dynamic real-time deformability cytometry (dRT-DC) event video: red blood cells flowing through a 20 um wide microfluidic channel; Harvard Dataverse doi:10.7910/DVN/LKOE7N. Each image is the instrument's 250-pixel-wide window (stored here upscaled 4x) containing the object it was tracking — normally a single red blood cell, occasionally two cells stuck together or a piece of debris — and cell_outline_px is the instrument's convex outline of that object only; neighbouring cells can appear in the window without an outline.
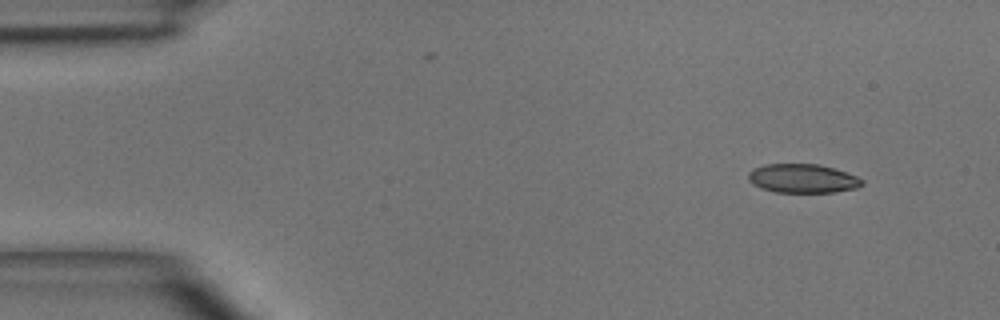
{"species": "common noctule bat (a hibernating species)", "species_latin": "Nyctalus noctula", "temperature_condition": "room temperature", "stored_images_in_passage": 5, "camera_frame_rate_fps": 3000, "um_per_image_px": 0.085, "animal": {"sex": "male", "body_mass_g": 15.6}, "frame": {"image": 1, "passage_image": 1, "time_ms": 0.0, "image_size_px": [1000, 320], "cell_outline_px": [[864, 184], [856, 188], [836, 192], [776, 192], [760, 188], [752, 184], [748, 180], [748, 172], [752, 168], [764, 164], [820, 164], [856, 176], [864, 180]], "centroid_in_image_um": [68.19, 15.17], "position_along_channel_um": 16.8, "area_um2": 19.25}}
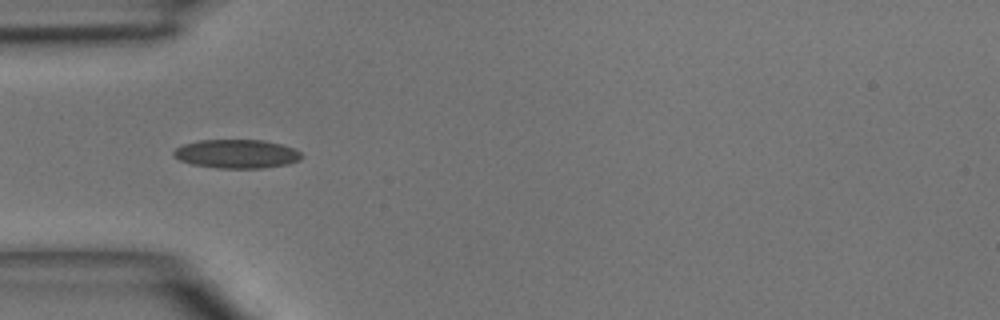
{"frame": {"image": 2, "passage_image": 4, "time_ms": 3.333, "image_size_px": [1000, 320], "cell_outline_px": [[304, 156], [300, 160], [288, 164], [260, 168], [220, 168], [192, 164], [180, 160], [172, 156], [172, 152], [176, 148], [184, 144], [200, 140], [264, 140], [280, 144], [292, 148], [300, 152]], "centroid_in_image_um": [20.11, 13.08], "position_along_channel_um": 64.9, "area_um2": 21.39}}
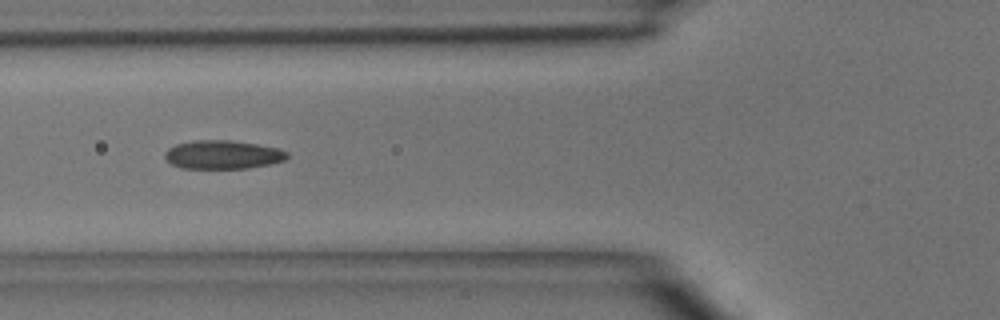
{"frame": {"image": 3, "passage_image": 5, "time_ms": 4.333, "image_size_px": [1000, 320], "cell_outline_px": [[288, 156], [284, 160], [268, 164], [248, 168], [180, 168], [172, 164], [164, 156], [164, 152], [168, 148], [176, 144], [196, 140], [232, 140], [256, 144], [276, 148], [288, 152]], "centroid_in_image_um": [18.9, 13.14], "position_along_channel_um": 106.9, "area_um2": 20.23}}